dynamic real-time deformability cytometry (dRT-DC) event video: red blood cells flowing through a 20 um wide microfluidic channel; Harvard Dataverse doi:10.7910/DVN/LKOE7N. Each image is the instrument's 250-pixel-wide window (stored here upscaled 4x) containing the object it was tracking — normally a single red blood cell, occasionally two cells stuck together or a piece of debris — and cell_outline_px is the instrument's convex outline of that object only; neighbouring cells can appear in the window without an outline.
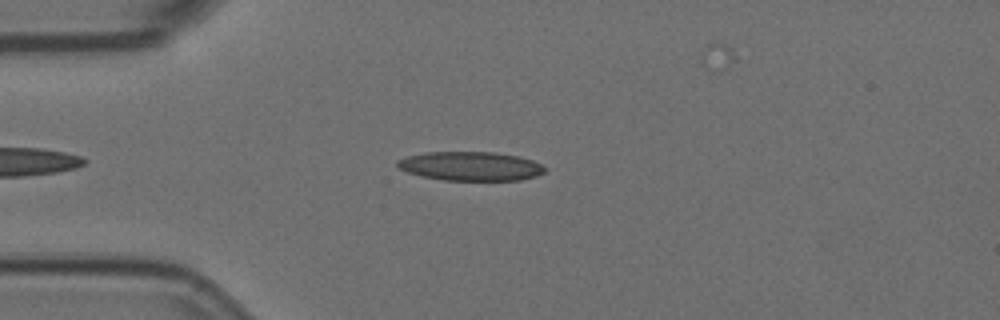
{"species": "Egyptian fruit bat (a non-hibernating species)", "species_latin": "Rousettus aegyptiacus", "temperature_condition": "room temperature", "stored_images_in_passage": 31, "camera_frame_rate_fps": 3000, "um_per_image_px": 0.085, "animal": {"sex": "female"}, "frame": {"image": 1, "passage_image": 2, "time_ms": 0.333, "image_size_px": [1000, 320], "cell_outline_px": [[548, 168], [544, 172], [536, 176], [520, 180], [444, 180], [424, 176], [408, 172], [400, 168], [396, 164], [396, 160], [408, 156], [424, 152], [496, 152], [520, 156], [532, 160]], "centroid_in_image_um": [40.03, 14.11], "position_along_channel_um": 45.0, "area_um2": 24.91}}
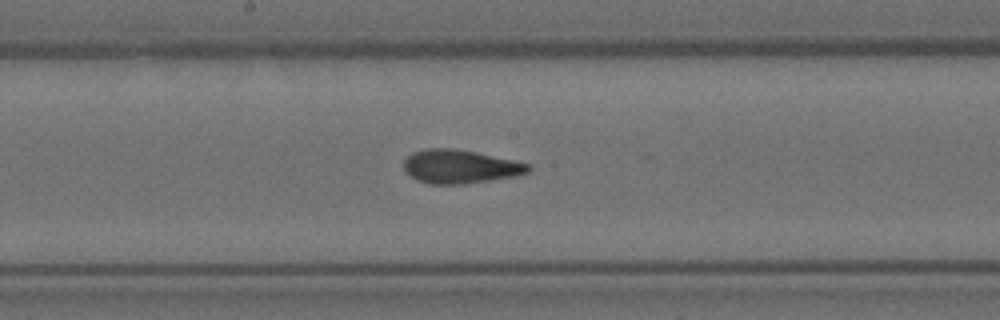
{"frame": {"image": 2, "passage_image": 17, "time_ms": 5.333, "image_size_px": [1000, 320], "cell_outline_px": [[532, 168], [528, 172], [516, 176], [492, 180], [464, 184], [428, 184], [416, 180], [404, 168], [404, 160], [412, 152], [428, 148], [452, 148], [476, 152], [532, 164]], "centroid_in_image_um": [39.13, 14.16], "position_along_channel_um": 209.1, "area_um2": 24.45}}
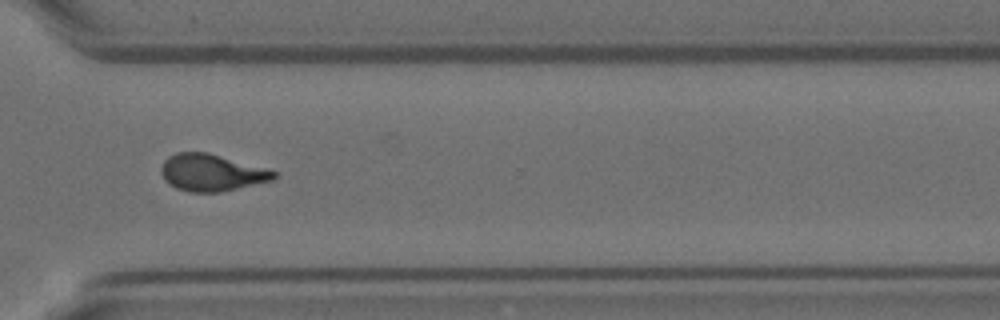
{"frame": {"image": 3, "passage_image": 29, "time_ms": 9.333, "image_size_px": [1000, 320], "cell_outline_px": [[276, 176], [272, 180], [220, 192], [188, 192], [176, 188], [168, 184], [164, 180], [160, 172], [160, 168], [164, 160], [168, 156], [176, 152], [208, 152], [264, 168], [276, 172]], "centroid_in_image_um": [17.91, 14.67], "position_along_channel_um": 352.7, "area_um2": 24.16}, "authors_computed_cell_mechanics": {"area_um2": 24.4494, "velocity_mm_per_s": 3.6011, "shape_relaxation_time_tau1_ms": 6.4129, "shape_relaxation_time_tau2_ms": 1.3934, "deformation_change_tau1": 0.1973, "deformation_change_tau2": 0.0913}}